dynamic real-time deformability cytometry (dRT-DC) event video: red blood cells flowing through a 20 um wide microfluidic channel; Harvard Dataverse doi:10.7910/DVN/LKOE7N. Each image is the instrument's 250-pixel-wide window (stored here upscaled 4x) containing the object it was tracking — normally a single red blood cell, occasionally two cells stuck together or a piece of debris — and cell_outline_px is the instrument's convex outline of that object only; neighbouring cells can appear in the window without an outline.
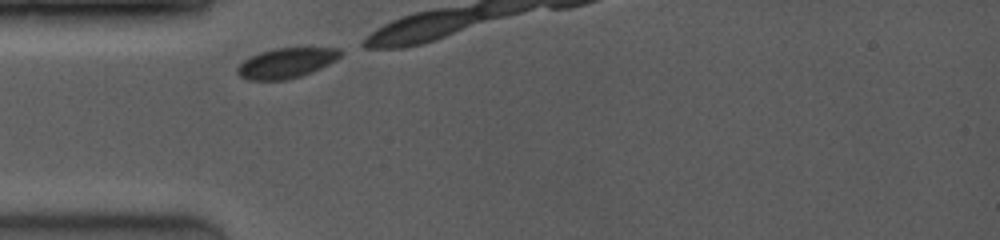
{"species": "common noctule bat (a hibernating species)", "species_latin": "Nyctalus noctula", "temperature_condition": "room temperature", "stored_images_in_passage": 4, "camera_frame_rate_fps": 4000, "um_per_image_px": 0.085, "animal": {"sex": "female", "body_mass_g": 19.0, "forearm_length_mm": 53.3}, "frame": {"image": 1, "passage_image": 1, "time_ms": 0.0, "image_size_px": [1000, 240], "cell_outline_px": [[344, 52], [336, 60], [312, 72], [300, 76], [284, 80], [248, 80], [240, 76], [236, 72], [236, 68], [244, 60], [260, 52], [276, 48], [340, 48]], "centroid_in_image_um": [24.34, 5.36], "position_along_channel_um": 60.7, "area_um2": 17.98}}